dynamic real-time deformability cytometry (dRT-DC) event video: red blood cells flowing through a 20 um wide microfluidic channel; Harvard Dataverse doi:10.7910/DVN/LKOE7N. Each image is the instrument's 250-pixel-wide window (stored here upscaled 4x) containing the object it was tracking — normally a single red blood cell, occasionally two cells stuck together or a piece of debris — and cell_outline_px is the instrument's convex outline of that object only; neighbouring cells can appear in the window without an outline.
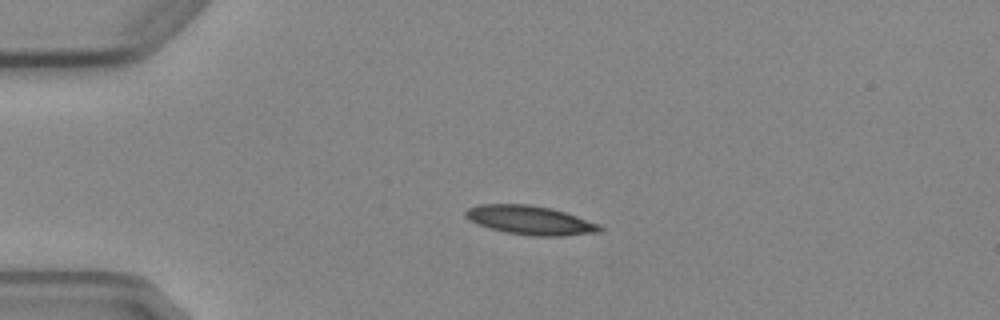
{"species": "Egyptian fruit bat (a non-hibernating species)", "species_latin": "Rousettus aegyptiacus", "temperature_condition": "cold", "stored_images_in_passage": 4, "camera_frame_rate_fps": 3000, "um_per_image_px": 0.085, "animal": {"sex": "female"}, "frame": {"image": 1, "passage_image": 2, "time_ms": 1.0, "image_size_px": [1000, 320], "cell_outline_px": [[604, 228], [600, 232], [564, 236], [532, 236], [508, 232], [492, 228], [468, 220], [464, 216], [464, 212], [468, 208], [480, 204], [528, 204], [552, 208], [600, 224]], "centroid_in_image_um": [45.09, 18.71], "position_along_channel_um": 39.9, "area_um2": 22.54}}
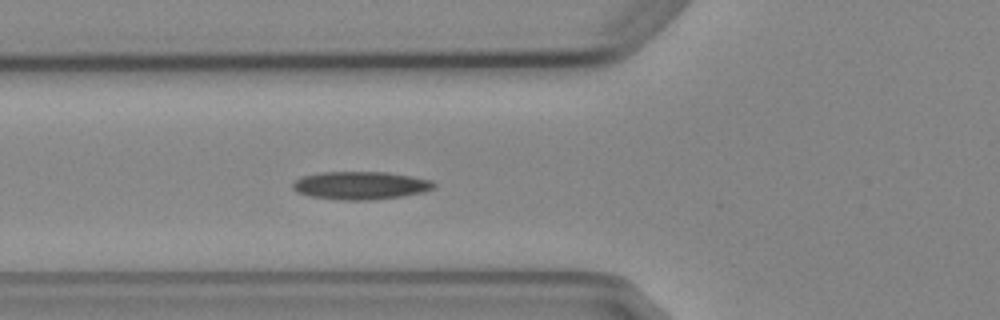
{"frame": {"image": 2, "passage_image": 4, "time_ms": 3.333, "image_size_px": [1000, 320], "cell_outline_px": [[436, 188], [424, 192], [400, 196], [372, 200], [340, 200], [308, 196], [296, 192], [292, 188], [292, 184], [300, 176], [320, 172], [388, 172], [412, 176], [432, 180], [436, 184]], "centroid_in_image_um": [30.64, 15.76], "position_along_channel_um": 95.2, "area_um2": 23.29}}